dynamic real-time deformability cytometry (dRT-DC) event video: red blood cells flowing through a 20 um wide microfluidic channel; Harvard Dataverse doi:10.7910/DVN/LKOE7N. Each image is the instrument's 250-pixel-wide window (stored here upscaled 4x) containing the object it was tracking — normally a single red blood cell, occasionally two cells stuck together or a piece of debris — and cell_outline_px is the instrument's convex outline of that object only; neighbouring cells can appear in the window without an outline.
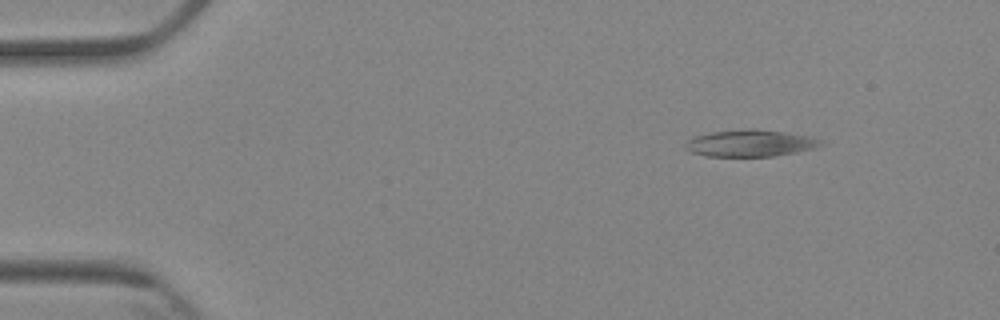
{"species": "Egyptian fruit bat (a non-hibernating species)", "species_latin": "Rousettus aegyptiacus", "temperature_condition": "cold", "stored_images_in_passage": 5, "camera_frame_rate_fps": 3000, "um_per_image_px": 0.085, "animal": {"sex": "female"}, "frame": {"image": 1, "passage_image": 2, "time_ms": 1.0, "image_size_px": [1000, 320], "cell_outline_px": [[824, 144], [816, 148], [796, 152], [772, 156], [704, 156], [692, 152], [684, 148], [684, 144], [688, 140], [696, 136], [712, 132], [752, 128], [756, 128], [784, 132], [808, 136], [824, 140]], "centroid_in_image_um": [63.8, 12.17], "position_along_channel_um": 21.2, "area_um2": 21.15}}